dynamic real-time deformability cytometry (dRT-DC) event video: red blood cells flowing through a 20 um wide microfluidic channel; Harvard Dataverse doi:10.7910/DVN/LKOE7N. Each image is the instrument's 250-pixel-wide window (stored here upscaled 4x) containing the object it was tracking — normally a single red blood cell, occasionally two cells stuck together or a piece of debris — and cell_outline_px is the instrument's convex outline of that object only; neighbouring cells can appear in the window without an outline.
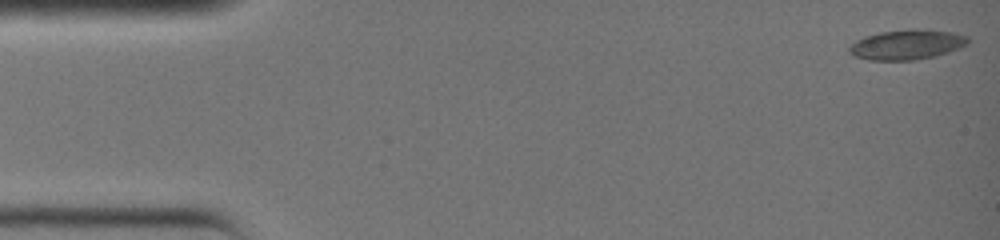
{"species": "common noctule bat (a hibernating species)", "species_latin": "Nyctalus noctula", "temperature_condition": "warm", "stored_images_in_passage": 36, "camera_frame_rate_fps": 3000, "um_per_image_px": 0.085, "animal": {"sex": "female", "body_mass_g": 19.0, "forearm_length_mm": 51.5}, "frame": {"image": 1, "passage_image": 1, "time_ms": 0.0, "image_size_px": [1000, 240], "cell_outline_px": [[968, 44], [948, 52], [936, 56], [916, 60], [868, 60], [852, 56], [848, 52], [848, 48], [856, 40], [864, 36], [880, 32], [916, 28], [956, 32], [968, 36]], "centroid_in_image_um": [77.08, 3.79], "position_along_channel_um": 7.9, "area_um2": 20.98}}
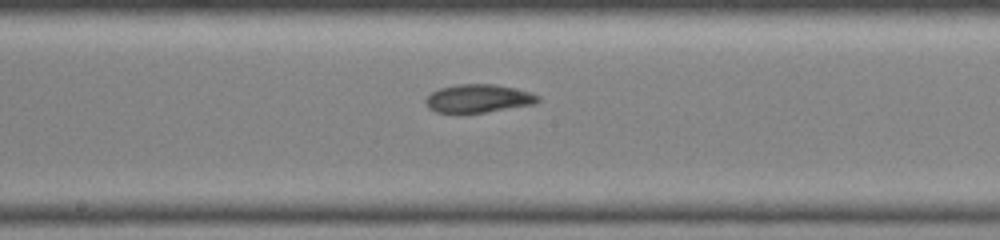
{"frame": {"image": 2, "passage_image": 20, "time_ms": 6.333, "image_size_px": [1000, 240], "cell_outline_px": [[540, 100], [536, 104], [484, 112], [436, 112], [428, 108], [424, 100], [432, 92], [440, 88], [456, 84], [492, 84], [532, 92], [540, 96]], "centroid_in_image_um": [40.67, 8.36], "position_along_channel_um": 207.5, "area_um2": 18.32}}
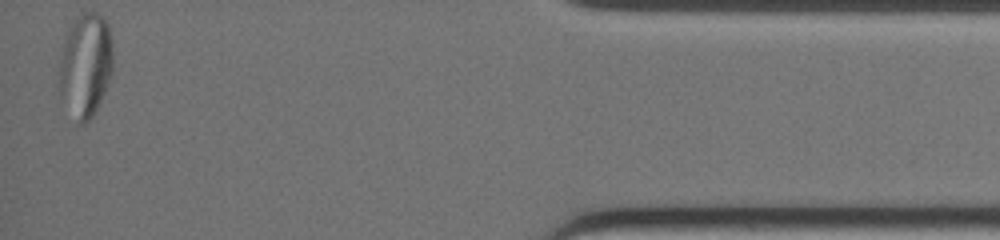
{"frame": {"image": 3, "passage_image": 36, "time_ms": 11.667, "image_size_px": [1000, 240], "cell_outline_px": [[112, 72], [104, 92], [92, 116], [84, 124], [76, 124], [56, 88], [60, 64], [64, 44], [68, 32], [76, 16], [84, 12], [96, 12], [108, 24], [112, 40]], "centroid_in_image_um": [7.25, 5.58], "position_along_channel_um": 428.0, "area_um2": 32.6}}